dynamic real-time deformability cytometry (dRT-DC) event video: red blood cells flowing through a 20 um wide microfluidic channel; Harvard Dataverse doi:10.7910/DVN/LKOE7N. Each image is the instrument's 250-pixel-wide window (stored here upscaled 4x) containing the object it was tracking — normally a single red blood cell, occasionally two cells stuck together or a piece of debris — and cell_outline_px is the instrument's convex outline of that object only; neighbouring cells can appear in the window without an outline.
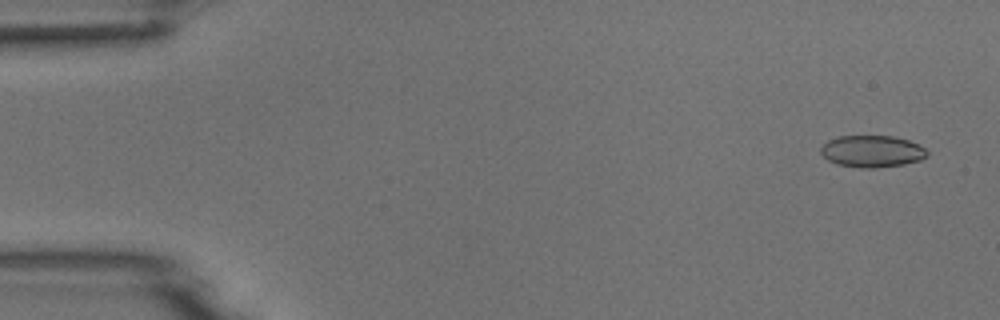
{"species": "common noctule bat (a hibernating species)", "species_latin": "Nyctalus noctula", "temperature_condition": "room temperature", "stored_images_in_passage": 53, "camera_frame_rate_fps": 3000, "um_per_image_px": 0.085, "animal": {"sex": "male", "body_mass_g": 18.8}, "frame": {"image": 1, "passage_image": 3, "time_ms": 0.667, "image_size_px": [1000, 320], "cell_outline_px": [[928, 156], [920, 160], [904, 164], [876, 168], [860, 168], [836, 164], [828, 160], [820, 152], [820, 148], [828, 140], [840, 136], [892, 136], [908, 140], [924, 148], [928, 152]], "centroid_in_image_um": [74.11, 12.87], "position_along_channel_um": 10.9, "area_um2": 19.71}}
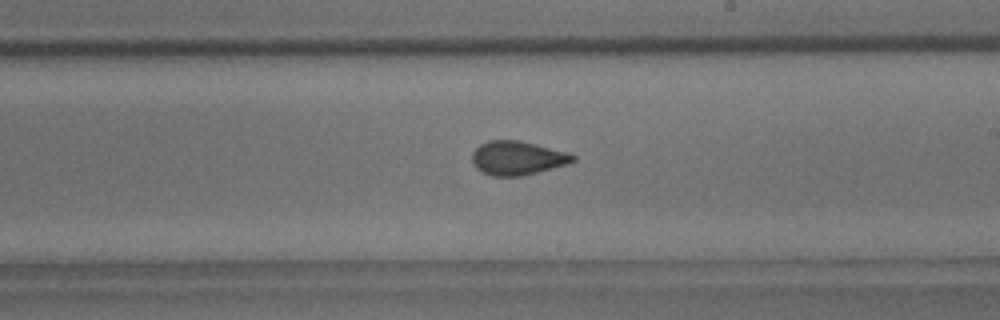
{"frame": {"image": 2, "passage_image": 31, "time_ms": 10.0, "image_size_px": [1000, 320], "cell_outline_px": [[576, 160], [568, 164], [520, 176], [492, 176], [476, 168], [472, 164], [472, 152], [480, 144], [488, 140], [516, 140], [568, 152], [576, 156]], "centroid_in_image_um": [43.96, 13.43], "position_along_channel_um": 245.0, "area_um2": 19.77}}
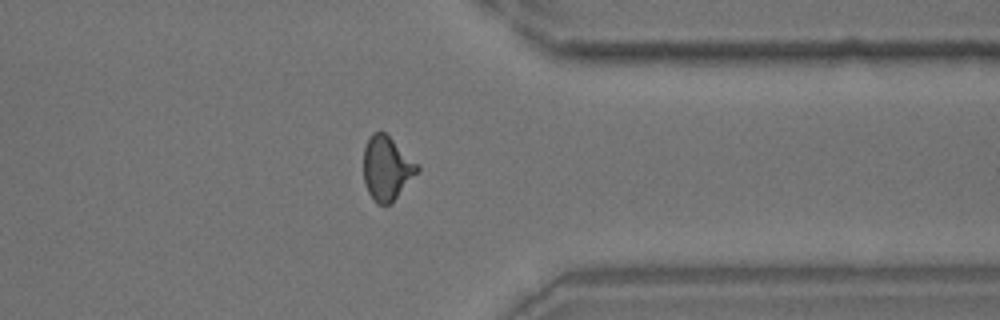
{"frame": {"image": 3, "passage_image": 42, "time_ms": 13.667, "image_size_px": [1000, 320], "cell_outline_px": [[420, 168], [396, 196], [388, 204], [376, 204], [368, 192], [364, 180], [364, 148], [372, 132], [384, 132], [420, 164]], "centroid_in_image_um": [32.86, 14.27], "position_along_channel_um": 378.5, "area_um2": 19.59}}